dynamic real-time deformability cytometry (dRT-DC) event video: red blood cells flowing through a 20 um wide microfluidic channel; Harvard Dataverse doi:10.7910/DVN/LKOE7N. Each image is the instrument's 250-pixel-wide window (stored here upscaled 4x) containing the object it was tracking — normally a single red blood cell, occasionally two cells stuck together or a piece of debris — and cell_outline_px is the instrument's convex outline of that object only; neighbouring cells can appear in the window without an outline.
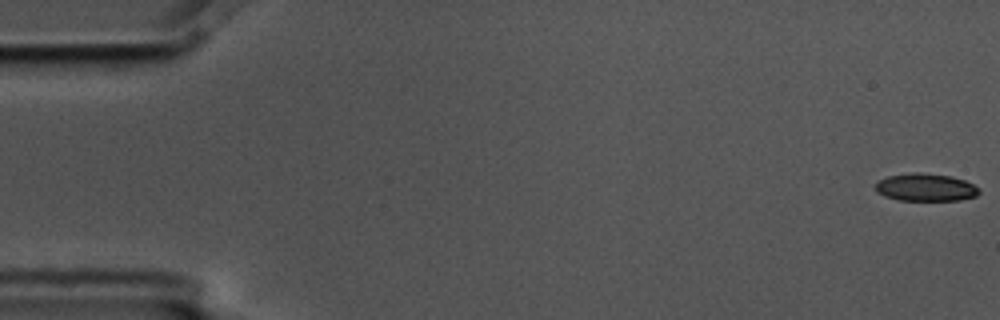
{"species": "common noctule bat (a hibernating species)", "species_latin": "Nyctalus noctula", "temperature_condition": "cold", "stored_images_in_passage": 9, "camera_frame_rate_fps": 3000, "um_per_image_px": 0.085, "animal": {"sex": "male", "body_mass_g": 17.5, "forearm_length_mm": 52.3}, "frame": {"image": 1, "passage_image": 1, "time_ms": 0.0, "image_size_px": [1000, 320], "cell_outline_px": [[980, 192], [976, 196], [960, 200], [900, 200], [884, 196], [876, 192], [876, 184], [880, 180], [888, 176], [912, 172], [916, 172], [952, 176], [964, 180], [980, 188]], "centroid_in_image_um": [78.69, 15.92], "position_along_channel_um": 6.3, "area_um2": 16.65}}
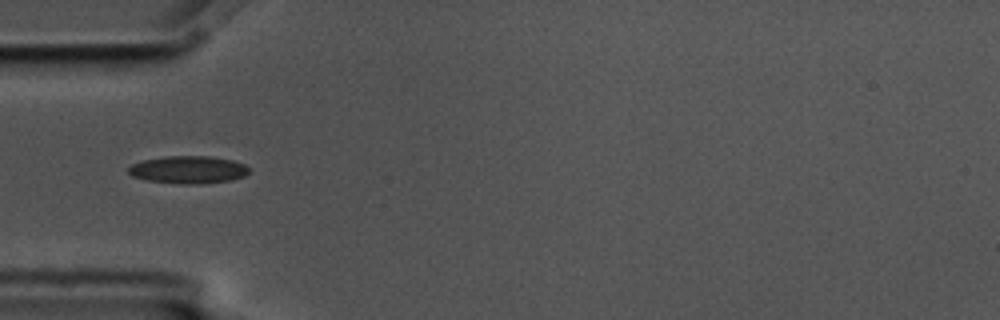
{"frame": {"image": 2, "passage_image": 6, "time_ms": 1.667, "image_size_px": [1000, 320], "cell_outline_px": [[248, 172], [244, 176], [232, 180], [196, 184], [184, 184], [148, 180], [132, 176], [128, 172], [128, 168], [132, 164], [144, 160], [164, 156], [208, 156], [232, 160], [244, 164], [248, 168]], "centroid_in_image_um": [16.0, 14.42], "position_along_channel_um": 69.0, "area_um2": 19.19}}